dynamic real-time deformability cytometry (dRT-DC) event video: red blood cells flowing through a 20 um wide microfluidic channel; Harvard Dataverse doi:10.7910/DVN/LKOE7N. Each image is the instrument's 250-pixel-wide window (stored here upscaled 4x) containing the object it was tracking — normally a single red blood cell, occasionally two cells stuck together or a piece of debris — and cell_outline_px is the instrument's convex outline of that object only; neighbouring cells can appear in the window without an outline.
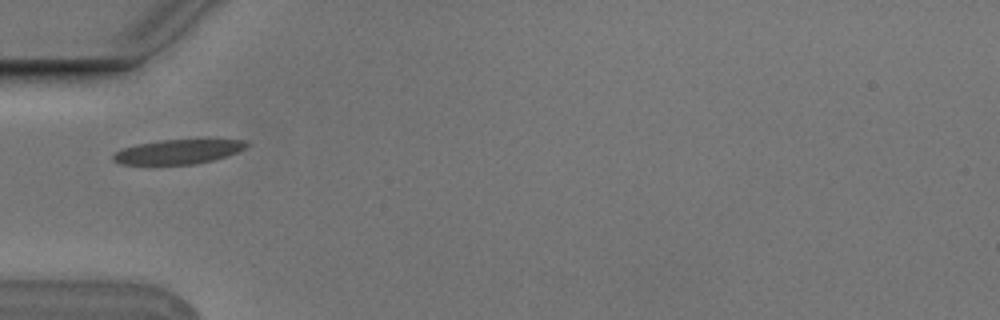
{"species": "Egyptian fruit bat (a non-hibernating species)", "species_latin": "Rousettus aegyptiacus", "temperature_condition": "cold", "stored_images_in_passage": 3, "camera_frame_rate_fps": 3000, "um_per_image_px": 0.085, "animal": {"sex": "male"}, "frame": {"image": 1, "passage_image": 1, "time_ms": 0.0, "image_size_px": [1000, 320], "cell_outline_px": [[252, 144], [228, 156], [196, 164], [120, 164], [112, 160], [112, 156], [120, 148], [136, 144], [160, 140], [244, 140]], "centroid_in_image_um": [15.11, 12.89], "position_along_channel_um": 69.9, "area_um2": 18.96}}
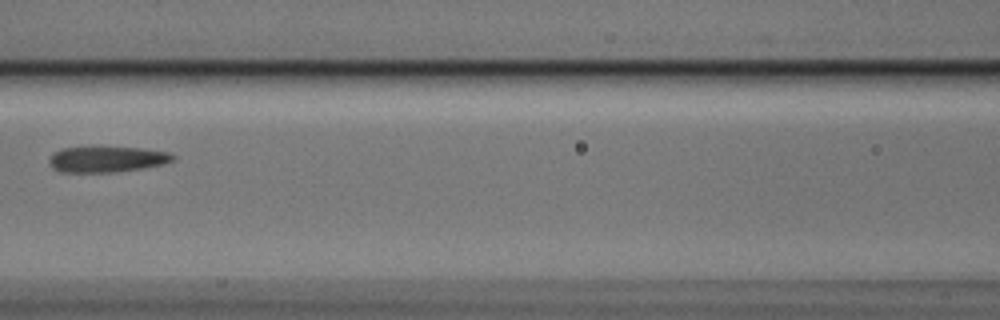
{"frame": {"image": 2, "passage_image": 3, "time_ms": 0.667, "image_size_px": [1000, 320], "cell_outline_px": [[176, 156], [172, 160], [164, 164], [116, 172], [60, 172], [52, 168], [48, 160], [56, 152], [64, 148], [140, 148], [168, 152]], "centroid_in_image_um": [9.09, 13.55], "position_along_channel_um": 157.5, "area_um2": 18.15}}